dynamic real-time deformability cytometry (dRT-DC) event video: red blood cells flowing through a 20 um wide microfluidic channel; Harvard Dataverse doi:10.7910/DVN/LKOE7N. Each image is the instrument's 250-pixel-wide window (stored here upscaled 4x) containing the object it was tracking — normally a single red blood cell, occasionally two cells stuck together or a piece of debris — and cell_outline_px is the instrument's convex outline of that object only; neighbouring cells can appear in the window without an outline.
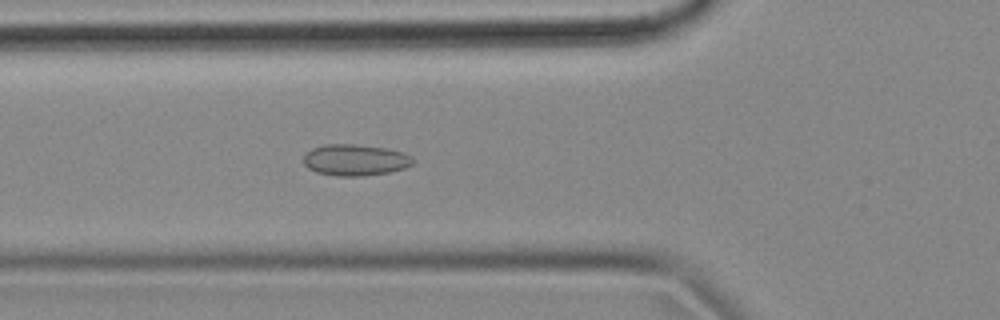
{"species": "common noctule bat (a hibernating species)", "species_latin": "Nyctalus noctula", "temperature_condition": "cold", "stored_images_in_passage": 40, "camera_frame_rate_fps": 3000, "um_per_image_px": 0.085, "animal": {"sex": "female", "body_mass_g": 18.4}, "frame": {"image": 1, "passage_image": 3, "time_ms": 0.667, "image_size_px": [1000, 320], "cell_outline_px": [[416, 160], [412, 164], [404, 168], [388, 172], [364, 176], [336, 176], [316, 172], [308, 168], [304, 164], [304, 156], [312, 148], [324, 144], [356, 144], [388, 148], [404, 152], [412, 156]], "centroid_in_image_um": [30.22, 13.59], "position_along_channel_um": 95.6, "area_um2": 20.17}}
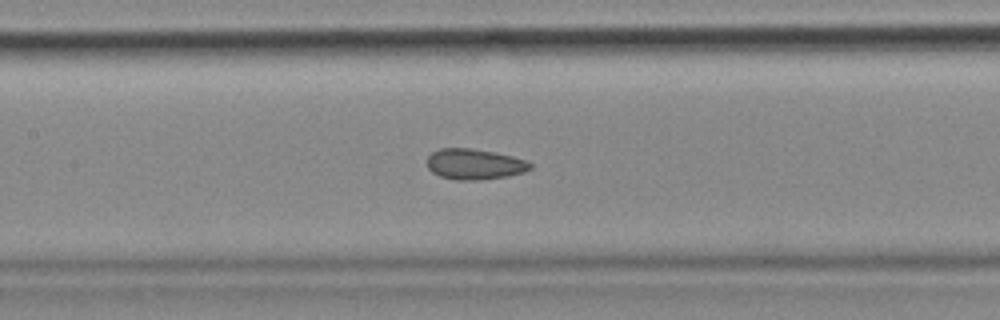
{"frame": {"image": 2, "passage_image": 9, "time_ms": 2.667, "image_size_px": [1000, 320], "cell_outline_px": [[532, 168], [524, 172], [508, 176], [480, 180], [456, 180], [440, 176], [432, 172], [428, 168], [428, 156], [432, 152], [440, 148], [472, 148], [496, 152], [528, 160], [532, 164]], "centroid_in_image_um": [40.36, 13.95], "position_along_channel_um": 167.0, "area_um2": 18.61}}
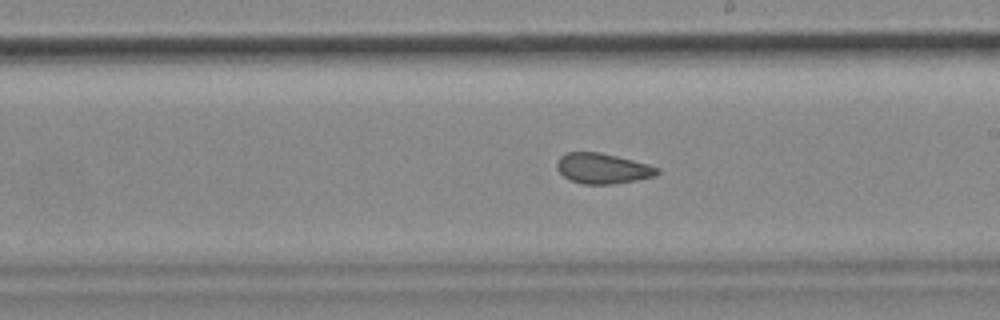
{"frame": {"image": 3, "passage_image": 15, "time_ms": 4.667, "image_size_px": [1000, 320], "cell_outline_px": [[660, 172], [656, 176], [636, 180], [612, 184], [584, 184], [568, 180], [556, 168], [556, 164], [560, 156], [568, 152], [600, 152], [648, 164], [660, 168]], "centroid_in_image_um": [51.22, 14.32], "position_along_channel_um": 237.8, "area_um2": 17.8}}